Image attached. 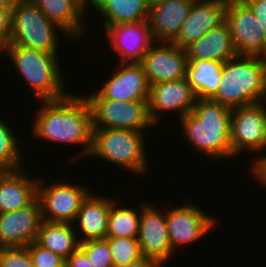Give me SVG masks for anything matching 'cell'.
<instances>
[{
	"label": "cell",
	"mask_w": 266,
	"mask_h": 267,
	"mask_svg": "<svg viewBox=\"0 0 266 267\" xmlns=\"http://www.w3.org/2000/svg\"><path fill=\"white\" fill-rule=\"evenodd\" d=\"M137 240L143 256L151 259L158 267H165L164 264L176 252L172 250L170 245L166 212L159 211L158 207L152 205L151 202L141 205Z\"/></svg>",
	"instance_id": "obj_11"
},
{
	"label": "cell",
	"mask_w": 266,
	"mask_h": 267,
	"mask_svg": "<svg viewBox=\"0 0 266 267\" xmlns=\"http://www.w3.org/2000/svg\"><path fill=\"white\" fill-rule=\"evenodd\" d=\"M117 199L112 203L108 217L106 238H134L137 239L141 216L140 211L133 207L117 205ZM119 206V207H118Z\"/></svg>",
	"instance_id": "obj_27"
},
{
	"label": "cell",
	"mask_w": 266,
	"mask_h": 267,
	"mask_svg": "<svg viewBox=\"0 0 266 267\" xmlns=\"http://www.w3.org/2000/svg\"><path fill=\"white\" fill-rule=\"evenodd\" d=\"M105 36L120 57L118 63H140L155 43L148 22H130L108 26Z\"/></svg>",
	"instance_id": "obj_16"
},
{
	"label": "cell",
	"mask_w": 266,
	"mask_h": 267,
	"mask_svg": "<svg viewBox=\"0 0 266 267\" xmlns=\"http://www.w3.org/2000/svg\"><path fill=\"white\" fill-rule=\"evenodd\" d=\"M67 267H93L86 254L78 248L66 260Z\"/></svg>",
	"instance_id": "obj_36"
},
{
	"label": "cell",
	"mask_w": 266,
	"mask_h": 267,
	"mask_svg": "<svg viewBox=\"0 0 266 267\" xmlns=\"http://www.w3.org/2000/svg\"><path fill=\"white\" fill-rule=\"evenodd\" d=\"M93 267H113L112 253L106 239L89 240L79 244Z\"/></svg>",
	"instance_id": "obj_30"
},
{
	"label": "cell",
	"mask_w": 266,
	"mask_h": 267,
	"mask_svg": "<svg viewBox=\"0 0 266 267\" xmlns=\"http://www.w3.org/2000/svg\"><path fill=\"white\" fill-rule=\"evenodd\" d=\"M140 64L149 85L187 77L186 50L172 42L154 43Z\"/></svg>",
	"instance_id": "obj_15"
},
{
	"label": "cell",
	"mask_w": 266,
	"mask_h": 267,
	"mask_svg": "<svg viewBox=\"0 0 266 267\" xmlns=\"http://www.w3.org/2000/svg\"><path fill=\"white\" fill-rule=\"evenodd\" d=\"M114 74L97 93L85 99H108L114 101L148 100L149 87L145 72L140 63H117ZM117 69V70H116Z\"/></svg>",
	"instance_id": "obj_14"
},
{
	"label": "cell",
	"mask_w": 266,
	"mask_h": 267,
	"mask_svg": "<svg viewBox=\"0 0 266 267\" xmlns=\"http://www.w3.org/2000/svg\"><path fill=\"white\" fill-rule=\"evenodd\" d=\"M195 0H151L148 25L156 42H172Z\"/></svg>",
	"instance_id": "obj_19"
},
{
	"label": "cell",
	"mask_w": 266,
	"mask_h": 267,
	"mask_svg": "<svg viewBox=\"0 0 266 267\" xmlns=\"http://www.w3.org/2000/svg\"><path fill=\"white\" fill-rule=\"evenodd\" d=\"M197 100V94L190 86L187 77L152 84L148 96L150 118L155 125H159L163 112L175 111L181 119L194 109Z\"/></svg>",
	"instance_id": "obj_13"
},
{
	"label": "cell",
	"mask_w": 266,
	"mask_h": 267,
	"mask_svg": "<svg viewBox=\"0 0 266 267\" xmlns=\"http://www.w3.org/2000/svg\"><path fill=\"white\" fill-rule=\"evenodd\" d=\"M24 173L23 168L0 172V213L25 208L38 198V177Z\"/></svg>",
	"instance_id": "obj_21"
},
{
	"label": "cell",
	"mask_w": 266,
	"mask_h": 267,
	"mask_svg": "<svg viewBox=\"0 0 266 267\" xmlns=\"http://www.w3.org/2000/svg\"><path fill=\"white\" fill-rule=\"evenodd\" d=\"M230 140L233 158L245 150L266 151L265 102L231 109Z\"/></svg>",
	"instance_id": "obj_8"
},
{
	"label": "cell",
	"mask_w": 266,
	"mask_h": 267,
	"mask_svg": "<svg viewBox=\"0 0 266 267\" xmlns=\"http://www.w3.org/2000/svg\"><path fill=\"white\" fill-rule=\"evenodd\" d=\"M72 223L42 221L36 242L65 260L79 248V240Z\"/></svg>",
	"instance_id": "obj_25"
},
{
	"label": "cell",
	"mask_w": 266,
	"mask_h": 267,
	"mask_svg": "<svg viewBox=\"0 0 266 267\" xmlns=\"http://www.w3.org/2000/svg\"><path fill=\"white\" fill-rule=\"evenodd\" d=\"M50 183L45 185L46 183L39 178L38 199L43 221L76 224L77 213L90 189L60 180Z\"/></svg>",
	"instance_id": "obj_9"
},
{
	"label": "cell",
	"mask_w": 266,
	"mask_h": 267,
	"mask_svg": "<svg viewBox=\"0 0 266 267\" xmlns=\"http://www.w3.org/2000/svg\"><path fill=\"white\" fill-rule=\"evenodd\" d=\"M108 241L114 265H121L144 258L141 246L134 238H105Z\"/></svg>",
	"instance_id": "obj_29"
},
{
	"label": "cell",
	"mask_w": 266,
	"mask_h": 267,
	"mask_svg": "<svg viewBox=\"0 0 266 267\" xmlns=\"http://www.w3.org/2000/svg\"><path fill=\"white\" fill-rule=\"evenodd\" d=\"M113 267H158L151 259L143 258L126 264L114 265Z\"/></svg>",
	"instance_id": "obj_37"
},
{
	"label": "cell",
	"mask_w": 266,
	"mask_h": 267,
	"mask_svg": "<svg viewBox=\"0 0 266 267\" xmlns=\"http://www.w3.org/2000/svg\"><path fill=\"white\" fill-rule=\"evenodd\" d=\"M59 267H67V264H66V262H64L61 266H59Z\"/></svg>",
	"instance_id": "obj_39"
},
{
	"label": "cell",
	"mask_w": 266,
	"mask_h": 267,
	"mask_svg": "<svg viewBox=\"0 0 266 267\" xmlns=\"http://www.w3.org/2000/svg\"><path fill=\"white\" fill-rule=\"evenodd\" d=\"M88 4L103 15L105 29L115 24L146 22L151 0H88Z\"/></svg>",
	"instance_id": "obj_24"
},
{
	"label": "cell",
	"mask_w": 266,
	"mask_h": 267,
	"mask_svg": "<svg viewBox=\"0 0 266 267\" xmlns=\"http://www.w3.org/2000/svg\"><path fill=\"white\" fill-rule=\"evenodd\" d=\"M257 18V24L266 42V0H242Z\"/></svg>",
	"instance_id": "obj_34"
},
{
	"label": "cell",
	"mask_w": 266,
	"mask_h": 267,
	"mask_svg": "<svg viewBox=\"0 0 266 267\" xmlns=\"http://www.w3.org/2000/svg\"><path fill=\"white\" fill-rule=\"evenodd\" d=\"M230 121V108L211 99H198L194 109L178 123L192 148L211 161L232 158Z\"/></svg>",
	"instance_id": "obj_2"
},
{
	"label": "cell",
	"mask_w": 266,
	"mask_h": 267,
	"mask_svg": "<svg viewBox=\"0 0 266 267\" xmlns=\"http://www.w3.org/2000/svg\"><path fill=\"white\" fill-rule=\"evenodd\" d=\"M185 50L188 60H210L224 63L237 56L226 21L211 29Z\"/></svg>",
	"instance_id": "obj_23"
},
{
	"label": "cell",
	"mask_w": 266,
	"mask_h": 267,
	"mask_svg": "<svg viewBox=\"0 0 266 267\" xmlns=\"http://www.w3.org/2000/svg\"><path fill=\"white\" fill-rule=\"evenodd\" d=\"M52 22L72 38L83 37V17H88V0H30ZM87 9V10H86ZM87 11V12H86ZM86 13V14H85ZM82 20V22H81ZM82 35V36H81Z\"/></svg>",
	"instance_id": "obj_22"
},
{
	"label": "cell",
	"mask_w": 266,
	"mask_h": 267,
	"mask_svg": "<svg viewBox=\"0 0 266 267\" xmlns=\"http://www.w3.org/2000/svg\"><path fill=\"white\" fill-rule=\"evenodd\" d=\"M42 106L33 118L32 136L38 140L83 145L71 162L87 157L92 147V116L87 100L80 94H69L58 100L40 101Z\"/></svg>",
	"instance_id": "obj_1"
},
{
	"label": "cell",
	"mask_w": 266,
	"mask_h": 267,
	"mask_svg": "<svg viewBox=\"0 0 266 267\" xmlns=\"http://www.w3.org/2000/svg\"><path fill=\"white\" fill-rule=\"evenodd\" d=\"M266 99V59L236 56L224 62L217 93L211 100L230 109Z\"/></svg>",
	"instance_id": "obj_3"
},
{
	"label": "cell",
	"mask_w": 266,
	"mask_h": 267,
	"mask_svg": "<svg viewBox=\"0 0 266 267\" xmlns=\"http://www.w3.org/2000/svg\"><path fill=\"white\" fill-rule=\"evenodd\" d=\"M4 52L39 101L58 100L69 94L58 55L19 45H8Z\"/></svg>",
	"instance_id": "obj_4"
},
{
	"label": "cell",
	"mask_w": 266,
	"mask_h": 267,
	"mask_svg": "<svg viewBox=\"0 0 266 267\" xmlns=\"http://www.w3.org/2000/svg\"><path fill=\"white\" fill-rule=\"evenodd\" d=\"M19 0H0V8L13 9Z\"/></svg>",
	"instance_id": "obj_38"
},
{
	"label": "cell",
	"mask_w": 266,
	"mask_h": 267,
	"mask_svg": "<svg viewBox=\"0 0 266 267\" xmlns=\"http://www.w3.org/2000/svg\"><path fill=\"white\" fill-rule=\"evenodd\" d=\"M145 133L146 131L128 129H93L92 147L88 157H99L129 173L146 176L149 173V162L145 149Z\"/></svg>",
	"instance_id": "obj_5"
},
{
	"label": "cell",
	"mask_w": 266,
	"mask_h": 267,
	"mask_svg": "<svg viewBox=\"0 0 266 267\" xmlns=\"http://www.w3.org/2000/svg\"><path fill=\"white\" fill-rule=\"evenodd\" d=\"M226 7V0H195L172 43L185 49L225 21Z\"/></svg>",
	"instance_id": "obj_18"
},
{
	"label": "cell",
	"mask_w": 266,
	"mask_h": 267,
	"mask_svg": "<svg viewBox=\"0 0 266 267\" xmlns=\"http://www.w3.org/2000/svg\"><path fill=\"white\" fill-rule=\"evenodd\" d=\"M42 221L41 204L38 198L25 208L0 213L2 247L30 245L36 241Z\"/></svg>",
	"instance_id": "obj_17"
},
{
	"label": "cell",
	"mask_w": 266,
	"mask_h": 267,
	"mask_svg": "<svg viewBox=\"0 0 266 267\" xmlns=\"http://www.w3.org/2000/svg\"><path fill=\"white\" fill-rule=\"evenodd\" d=\"M93 193L90 190L83 199L75 219L77 222L76 226L80 229L78 231L74 225V228L77 230L75 232L79 235H77V238L80 243L106 238L110 208L115 198L111 199L109 198L110 196H101Z\"/></svg>",
	"instance_id": "obj_20"
},
{
	"label": "cell",
	"mask_w": 266,
	"mask_h": 267,
	"mask_svg": "<svg viewBox=\"0 0 266 267\" xmlns=\"http://www.w3.org/2000/svg\"><path fill=\"white\" fill-rule=\"evenodd\" d=\"M233 46L237 56H255L266 59V42L258 20L242 0H229L225 12Z\"/></svg>",
	"instance_id": "obj_10"
},
{
	"label": "cell",
	"mask_w": 266,
	"mask_h": 267,
	"mask_svg": "<svg viewBox=\"0 0 266 267\" xmlns=\"http://www.w3.org/2000/svg\"><path fill=\"white\" fill-rule=\"evenodd\" d=\"M1 117V116H0ZM0 118V172H10L23 168L25 158L19 140L13 129ZM23 157V158H22ZM22 163V164H21Z\"/></svg>",
	"instance_id": "obj_28"
},
{
	"label": "cell",
	"mask_w": 266,
	"mask_h": 267,
	"mask_svg": "<svg viewBox=\"0 0 266 267\" xmlns=\"http://www.w3.org/2000/svg\"><path fill=\"white\" fill-rule=\"evenodd\" d=\"M0 267H34L27 246L2 248Z\"/></svg>",
	"instance_id": "obj_31"
},
{
	"label": "cell",
	"mask_w": 266,
	"mask_h": 267,
	"mask_svg": "<svg viewBox=\"0 0 266 267\" xmlns=\"http://www.w3.org/2000/svg\"><path fill=\"white\" fill-rule=\"evenodd\" d=\"M258 157H254L251 160V166L249 169L250 174L254 175L257 182L264 187H266V153L265 155L262 154L261 156L256 155ZM252 172V173H251Z\"/></svg>",
	"instance_id": "obj_35"
},
{
	"label": "cell",
	"mask_w": 266,
	"mask_h": 267,
	"mask_svg": "<svg viewBox=\"0 0 266 267\" xmlns=\"http://www.w3.org/2000/svg\"><path fill=\"white\" fill-rule=\"evenodd\" d=\"M86 100L91 110L93 129L145 131L148 127H156L149 115L148 100Z\"/></svg>",
	"instance_id": "obj_7"
},
{
	"label": "cell",
	"mask_w": 266,
	"mask_h": 267,
	"mask_svg": "<svg viewBox=\"0 0 266 267\" xmlns=\"http://www.w3.org/2000/svg\"><path fill=\"white\" fill-rule=\"evenodd\" d=\"M34 267H59L65 259L40 246L36 241L27 246Z\"/></svg>",
	"instance_id": "obj_32"
},
{
	"label": "cell",
	"mask_w": 266,
	"mask_h": 267,
	"mask_svg": "<svg viewBox=\"0 0 266 267\" xmlns=\"http://www.w3.org/2000/svg\"><path fill=\"white\" fill-rule=\"evenodd\" d=\"M166 222L173 251L202 240L216 226L210 214L191 203L167 210Z\"/></svg>",
	"instance_id": "obj_12"
},
{
	"label": "cell",
	"mask_w": 266,
	"mask_h": 267,
	"mask_svg": "<svg viewBox=\"0 0 266 267\" xmlns=\"http://www.w3.org/2000/svg\"><path fill=\"white\" fill-rule=\"evenodd\" d=\"M11 11V9L0 8V51L2 52L10 41Z\"/></svg>",
	"instance_id": "obj_33"
},
{
	"label": "cell",
	"mask_w": 266,
	"mask_h": 267,
	"mask_svg": "<svg viewBox=\"0 0 266 267\" xmlns=\"http://www.w3.org/2000/svg\"><path fill=\"white\" fill-rule=\"evenodd\" d=\"M61 32L69 40L65 31L50 21L30 0H19L11 11L9 45L58 55Z\"/></svg>",
	"instance_id": "obj_6"
},
{
	"label": "cell",
	"mask_w": 266,
	"mask_h": 267,
	"mask_svg": "<svg viewBox=\"0 0 266 267\" xmlns=\"http://www.w3.org/2000/svg\"><path fill=\"white\" fill-rule=\"evenodd\" d=\"M223 63L188 60L187 79L198 99H211L218 91Z\"/></svg>",
	"instance_id": "obj_26"
}]
</instances>
